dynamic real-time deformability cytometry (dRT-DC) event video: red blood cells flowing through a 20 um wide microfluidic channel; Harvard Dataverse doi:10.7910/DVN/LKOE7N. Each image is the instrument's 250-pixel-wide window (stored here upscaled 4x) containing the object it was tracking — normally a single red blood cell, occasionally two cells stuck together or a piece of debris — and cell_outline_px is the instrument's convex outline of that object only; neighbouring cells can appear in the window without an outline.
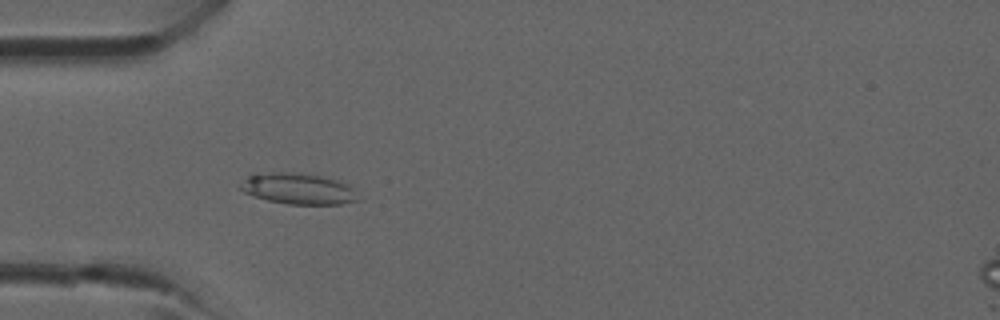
{"species": "common noctule bat (a hibernating species)", "species_latin": "Nyctalus noctula", "temperature_condition": "room temperature", "stored_images_in_passage": 36, "camera_frame_rate_fps": 3000, "um_per_image_px": 0.085, "animal": {"sex": "male", "forearm_length_mm": 52.5}, "frame": {"image": 1, "passage_image": 8, "time_ms": 2.333, "image_size_px": [1000, 320], "cell_outline_px": [[356, 200], [340, 204], [288, 204], [268, 200], [244, 192], [240, 188], [248, 176], [276, 172], [288, 172], [320, 176], [336, 180], [348, 184], [352, 188]], "centroid_in_image_um": [25.35, 16.05], "position_along_channel_um": 59.7, "area_um2": 20.46}}
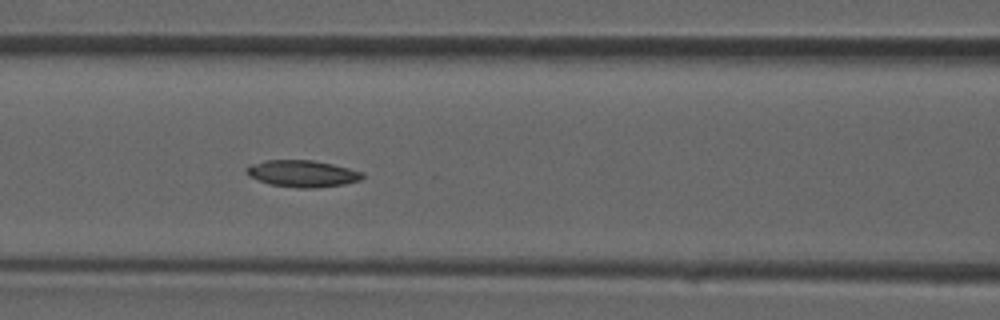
{"frame": {"image": 2, "passage_image": 13, "time_ms": 4.0, "image_size_px": [1000, 320], "cell_outline_px": [[364, 176], [360, 180], [344, 184], [316, 188], [300, 188], [268, 184], [248, 176], [244, 172], [244, 168], [252, 164], [264, 160], [312, 160], [332, 164], [364, 172]], "centroid_in_image_um": [25.67, 14.75], "position_along_channel_um": 140.9, "area_um2": 18.21}}
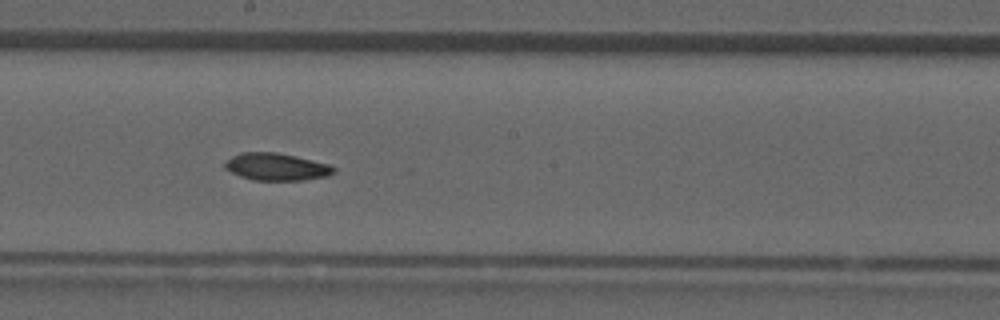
{"frame": {"image": 3, "passage_image": 18, "time_ms": 5.667, "image_size_px": [1000, 320], "cell_outline_px": [[336, 172], [328, 176], [304, 180], [252, 180], [240, 176], [224, 168], [224, 164], [232, 156], [240, 152], [276, 152], [296, 156], [328, 164], [336, 168]], "centroid_in_image_um": [23.51, 14.18], "position_along_channel_um": 224.7, "area_um2": 17.34}}